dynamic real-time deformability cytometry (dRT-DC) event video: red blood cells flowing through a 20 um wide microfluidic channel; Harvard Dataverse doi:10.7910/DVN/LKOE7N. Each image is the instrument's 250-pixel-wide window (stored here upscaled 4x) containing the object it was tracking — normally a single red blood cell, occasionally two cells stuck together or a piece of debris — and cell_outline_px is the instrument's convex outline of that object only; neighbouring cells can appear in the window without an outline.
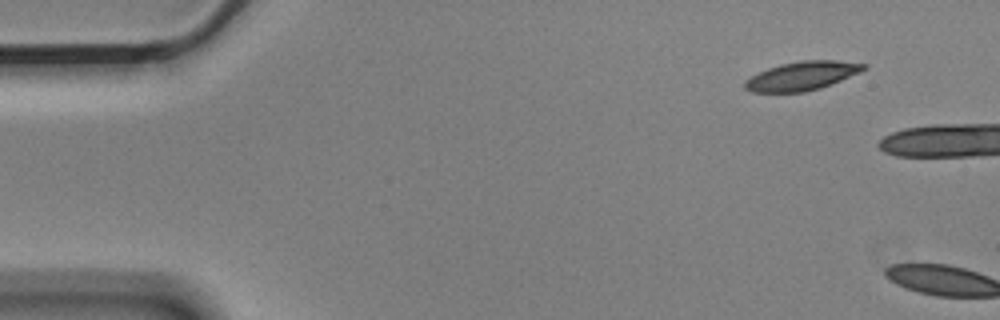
{"species": "Egyptian fruit bat (a non-hibernating species)", "species_latin": "Rousettus aegyptiacus", "temperature_condition": "cold", "stored_images_in_passage": 2, "camera_frame_rate_fps": 3000, "um_per_image_px": 0.085, "animal": {"sex": "male"}, "frame": {"image": 1, "passage_image": 1, "time_ms": 0.0, "image_size_px": [1000, 320], "cell_outline_px": [[868, 68], [860, 72], [832, 84], [820, 88], [804, 92], [752, 92], [744, 88], [744, 80], [768, 68], [780, 64], [800, 60], [836, 60], [868, 64]], "centroid_in_image_um": [68.19, 6.44], "position_along_channel_um": 16.8, "area_um2": 20.0}}